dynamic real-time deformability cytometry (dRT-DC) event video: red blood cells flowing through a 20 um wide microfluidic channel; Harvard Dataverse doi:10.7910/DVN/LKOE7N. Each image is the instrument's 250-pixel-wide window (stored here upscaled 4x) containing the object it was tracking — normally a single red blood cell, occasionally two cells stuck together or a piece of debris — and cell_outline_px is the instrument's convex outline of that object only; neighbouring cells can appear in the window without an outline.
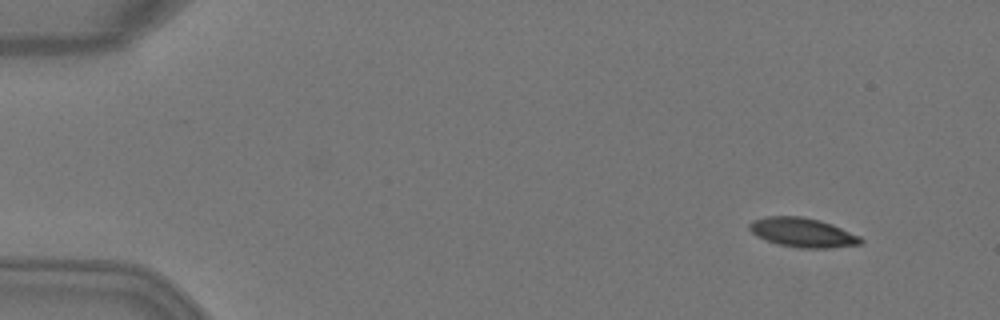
{"species": "Egyptian fruit bat (a non-hibernating species)", "species_latin": "Rousettus aegyptiacus", "temperature_condition": "warm", "stored_images_in_passage": 6, "camera_frame_rate_fps": 3000, "um_per_image_px": 0.085, "animal": {"sex": "female"}, "frame": {"image": 1, "passage_image": 2, "time_ms": 0.333, "image_size_px": [1000, 320], "cell_outline_px": [[864, 240], [860, 244], [828, 248], [800, 248], [780, 244], [756, 236], [748, 228], [748, 224], [752, 220], [764, 216], [800, 216], [820, 220], [832, 224], [860, 236]], "centroid_in_image_um": [68.21, 19.75], "position_along_channel_um": 16.8, "area_um2": 18.96}}